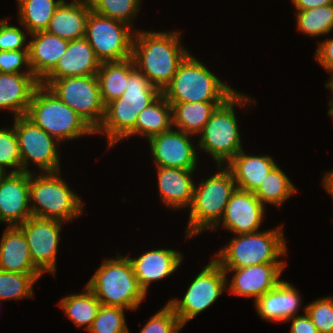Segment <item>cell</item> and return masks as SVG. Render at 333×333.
Segmentation results:
<instances>
[{
  "mask_svg": "<svg viewBox=\"0 0 333 333\" xmlns=\"http://www.w3.org/2000/svg\"><path fill=\"white\" fill-rule=\"evenodd\" d=\"M134 30L131 58L135 68L162 92L190 54L181 44V33Z\"/></svg>",
  "mask_w": 333,
  "mask_h": 333,
  "instance_id": "1",
  "label": "cell"
},
{
  "mask_svg": "<svg viewBox=\"0 0 333 333\" xmlns=\"http://www.w3.org/2000/svg\"><path fill=\"white\" fill-rule=\"evenodd\" d=\"M161 94V91L135 68L128 76L122 96L105 106L103 121L95 133L106 134L110 149L135 128L138 114Z\"/></svg>",
  "mask_w": 333,
  "mask_h": 333,
  "instance_id": "2",
  "label": "cell"
},
{
  "mask_svg": "<svg viewBox=\"0 0 333 333\" xmlns=\"http://www.w3.org/2000/svg\"><path fill=\"white\" fill-rule=\"evenodd\" d=\"M235 92L190 53L161 93L169 103H186L225 102Z\"/></svg>",
  "mask_w": 333,
  "mask_h": 333,
  "instance_id": "3",
  "label": "cell"
},
{
  "mask_svg": "<svg viewBox=\"0 0 333 333\" xmlns=\"http://www.w3.org/2000/svg\"><path fill=\"white\" fill-rule=\"evenodd\" d=\"M101 305L129 310L138 308L145 298L127 256L105 259L86 285Z\"/></svg>",
  "mask_w": 333,
  "mask_h": 333,
  "instance_id": "4",
  "label": "cell"
},
{
  "mask_svg": "<svg viewBox=\"0 0 333 333\" xmlns=\"http://www.w3.org/2000/svg\"><path fill=\"white\" fill-rule=\"evenodd\" d=\"M25 117L59 142L96 134L77 112L41 83L33 92Z\"/></svg>",
  "mask_w": 333,
  "mask_h": 333,
  "instance_id": "5",
  "label": "cell"
},
{
  "mask_svg": "<svg viewBox=\"0 0 333 333\" xmlns=\"http://www.w3.org/2000/svg\"><path fill=\"white\" fill-rule=\"evenodd\" d=\"M282 227L255 233L239 234L213 258L222 269H237L264 263H286L279 260L287 254Z\"/></svg>",
  "mask_w": 333,
  "mask_h": 333,
  "instance_id": "6",
  "label": "cell"
},
{
  "mask_svg": "<svg viewBox=\"0 0 333 333\" xmlns=\"http://www.w3.org/2000/svg\"><path fill=\"white\" fill-rule=\"evenodd\" d=\"M251 100L250 96L236 91L216 108L199 133L201 136L195 147L211 155L218 166L226 165L243 149L234 107H242Z\"/></svg>",
  "mask_w": 333,
  "mask_h": 333,
  "instance_id": "7",
  "label": "cell"
},
{
  "mask_svg": "<svg viewBox=\"0 0 333 333\" xmlns=\"http://www.w3.org/2000/svg\"><path fill=\"white\" fill-rule=\"evenodd\" d=\"M223 167V168H222ZM218 172L194 185L193 202L190 207L186 237L192 238L204 230L212 229L222 218L225 207L236 183L225 166H218Z\"/></svg>",
  "mask_w": 333,
  "mask_h": 333,
  "instance_id": "8",
  "label": "cell"
},
{
  "mask_svg": "<svg viewBox=\"0 0 333 333\" xmlns=\"http://www.w3.org/2000/svg\"><path fill=\"white\" fill-rule=\"evenodd\" d=\"M60 176V171L44 172L39 176L30 173L29 198L30 203H33L30 205L32 216L68 223L83 214L79 195L72 191Z\"/></svg>",
  "mask_w": 333,
  "mask_h": 333,
  "instance_id": "9",
  "label": "cell"
},
{
  "mask_svg": "<svg viewBox=\"0 0 333 333\" xmlns=\"http://www.w3.org/2000/svg\"><path fill=\"white\" fill-rule=\"evenodd\" d=\"M40 83L77 112L95 131L98 129L105 115V105L97 75L43 79Z\"/></svg>",
  "mask_w": 333,
  "mask_h": 333,
  "instance_id": "10",
  "label": "cell"
},
{
  "mask_svg": "<svg viewBox=\"0 0 333 333\" xmlns=\"http://www.w3.org/2000/svg\"><path fill=\"white\" fill-rule=\"evenodd\" d=\"M132 27L90 11L85 39L102 62L123 61L132 56L134 32Z\"/></svg>",
  "mask_w": 333,
  "mask_h": 333,
  "instance_id": "11",
  "label": "cell"
},
{
  "mask_svg": "<svg viewBox=\"0 0 333 333\" xmlns=\"http://www.w3.org/2000/svg\"><path fill=\"white\" fill-rule=\"evenodd\" d=\"M227 274L214 260L197 274L182 300L173 298L167 304L180 321L188 322L210 307L227 290Z\"/></svg>",
  "mask_w": 333,
  "mask_h": 333,
  "instance_id": "12",
  "label": "cell"
},
{
  "mask_svg": "<svg viewBox=\"0 0 333 333\" xmlns=\"http://www.w3.org/2000/svg\"><path fill=\"white\" fill-rule=\"evenodd\" d=\"M13 119L21 155L22 171L32 173L27 168L29 161L40 168L41 173L60 171V153L57 148L60 142L25 116Z\"/></svg>",
  "mask_w": 333,
  "mask_h": 333,
  "instance_id": "13",
  "label": "cell"
},
{
  "mask_svg": "<svg viewBox=\"0 0 333 333\" xmlns=\"http://www.w3.org/2000/svg\"><path fill=\"white\" fill-rule=\"evenodd\" d=\"M63 223L56 219L31 216L17 226L26 237L33 264L43 274H56V255Z\"/></svg>",
  "mask_w": 333,
  "mask_h": 333,
  "instance_id": "14",
  "label": "cell"
},
{
  "mask_svg": "<svg viewBox=\"0 0 333 333\" xmlns=\"http://www.w3.org/2000/svg\"><path fill=\"white\" fill-rule=\"evenodd\" d=\"M192 136L172 128L151 137L149 145L156 167L196 169L198 153L190 139Z\"/></svg>",
  "mask_w": 333,
  "mask_h": 333,
  "instance_id": "15",
  "label": "cell"
},
{
  "mask_svg": "<svg viewBox=\"0 0 333 333\" xmlns=\"http://www.w3.org/2000/svg\"><path fill=\"white\" fill-rule=\"evenodd\" d=\"M265 207L254 192L236 188L221 220L212 230H217L222 222L221 225L234 235L258 232L265 216Z\"/></svg>",
  "mask_w": 333,
  "mask_h": 333,
  "instance_id": "16",
  "label": "cell"
},
{
  "mask_svg": "<svg viewBox=\"0 0 333 333\" xmlns=\"http://www.w3.org/2000/svg\"><path fill=\"white\" fill-rule=\"evenodd\" d=\"M286 263H264L237 269H223L226 274L233 272L227 289L238 296L254 297V303L265 293L275 288L282 280L280 276Z\"/></svg>",
  "mask_w": 333,
  "mask_h": 333,
  "instance_id": "17",
  "label": "cell"
},
{
  "mask_svg": "<svg viewBox=\"0 0 333 333\" xmlns=\"http://www.w3.org/2000/svg\"><path fill=\"white\" fill-rule=\"evenodd\" d=\"M29 192L30 173L10 172L0 180V222L19 226L32 216Z\"/></svg>",
  "mask_w": 333,
  "mask_h": 333,
  "instance_id": "18",
  "label": "cell"
},
{
  "mask_svg": "<svg viewBox=\"0 0 333 333\" xmlns=\"http://www.w3.org/2000/svg\"><path fill=\"white\" fill-rule=\"evenodd\" d=\"M183 254L178 250L156 249L147 251L138 258H130L140 288L147 295L150 283L173 274L181 265Z\"/></svg>",
  "mask_w": 333,
  "mask_h": 333,
  "instance_id": "19",
  "label": "cell"
},
{
  "mask_svg": "<svg viewBox=\"0 0 333 333\" xmlns=\"http://www.w3.org/2000/svg\"><path fill=\"white\" fill-rule=\"evenodd\" d=\"M29 64L33 75L41 82L57 65L66 52L69 40L46 30L30 34Z\"/></svg>",
  "mask_w": 333,
  "mask_h": 333,
  "instance_id": "20",
  "label": "cell"
},
{
  "mask_svg": "<svg viewBox=\"0 0 333 333\" xmlns=\"http://www.w3.org/2000/svg\"><path fill=\"white\" fill-rule=\"evenodd\" d=\"M101 61L85 38L70 40L66 52L44 79L97 75Z\"/></svg>",
  "mask_w": 333,
  "mask_h": 333,
  "instance_id": "21",
  "label": "cell"
},
{
  "mask_svg": "<svg viewBox=\"0 0 333 333\" xmlns=\"http://www.w3.org/2000/svg\"><path fill=\"white\" fill-rule=\"evenodd\" d=\"M160 199L169 208L191 207L194 185L192 174L196 169L156 167Z\"/></svg>",
  "mask_w": 333,
  "mask_h": 333,
  "instance_id": "22",
  "label": "cell"
},
{
  "mask_svg": "<svg viewBox=\"0 0 333 333\" xmlns=\"http://www.w3.org/2000/svg\"><path fill=\"white\" fill-rule=\"evenodd\" d=\"M301 302L296 288L289 282L282 280L254 304L261 319L270 322H286L289 318L297 315Z\"/></svg>",
  "mask_w": 333,
  "mask_h": 333,
  "instance_id": "23",
  "label": "cell"
},
{
  "mask_svg": "<svg viewBox=\"0 0 333 333\" xmlns=\"http://www.w3.org/2000/svg\"><path fill=\"white\" fill-rule=\"evenodd\" d=\"M40 81L33 74L0 72V109L25 116L34 90Z\"/></svg>",
  "mask_w": 333,
  "mask_h": 333,
  "instance_id": "24",
  "label": "cell"
},
{
  "mask_svg": "<svg viewBox=\"0 0 333 333\" xmlns=\"http://www.w3.org/2000/svg\"><path fill=\"white\" fill-rule=\"evenodd\" d=\"M276 165L270 155H248L242 149L225 167L231 172L238 189L255 192Z\"/></svg>",
  "mask_w": 333,
  "mask_h": 333,
  "instance_id": "25",
  "label": "cell"
},
{
  "mask_svg": "<svg viewBox=\"0 0 333 333\" xmlns=\"http://www.w3.org/2000/svg\"><path fill=\"white\" fill-rule=\"evenodd\" d=\"M90 11L88 0H73L70 3L63 0L46 31L69 41L84 38Z\"/></svg>",
  "mask_w": 333,
  "mask_h": 333,
  "instance_id": "26",
  "label": "cell"
},
{
  "mask_svg": "<svg viewBox=\"0 0 333 333\" xmlns=\"http://www.w3.org/2000/svg\"><path fill=\"white\" fill-rule=\"evenodd\" d=\"M0 270L42 273L33 264L26 237L17 226H7L0 239Z\"/></svg>",
  "mask_w": 333,
  "mask_h": 333,
  "instance_id": "27",
  "label": "cell"
},
{
  "mask_svg": "<svg viewBox=\"0 0 333 333\" xmlns=\"http://www.w3.org/2000/svg\"><path fill=\"white\" fill-rule=\"evenodd\" d=\"M173 127L172 105L161 94L153 103L139 114L135 128L125 137L145 136L148 140L158 134L167 132Z\"/></svg>",
  "mask_w": 333,
  "mask_h": 333,
  "instance_id": "28",
  "label": "cell"
},
{
  "mask_svg": "<svg viewBox=\"0 0 333 333\" xmlns=\"http://www.w3.org/2000/svg\"><path fill=\"white\" fill-rule=\"evenodd\" d=\"M134 69L135 65L132 58L101 63L97 72V79L105 106L122 96L126 90L128 76Z\"/></svg>",
  "mask_w": 333,
  "mask_h": 333,
  "instance_id": "29",
  "label": "cell"
},
{
  "mask_svg": "<svg viewBox=\"0 0 333 333\" xmlns=\"http://www.w3.org/2000/svg\"><path fill=\"white\" fill-rule=\"evenodd\" d=\"M224 102H186L172 105L173 126L179 131L199 135L212 113Z\"/></svg>",
  "mask_w": 333,
  "mask_h": 333,
  "instance_id": "30",
  "label": "cell"
},
{
  "mask_svg": "<svg viewBox=\"0 0 333 333\" xmlns=\"http://www.w3.org/2000/svg\"><path fill=\"white\" fill-rule=\"evenodd\" d=\"M85 291L74 293L63 297L59 306L65 312L66 316L71 319L78 328L81 326L88 330L101 306L96 295L85 285Z\"/></svg>",
  "mask_w": 333,
  "mask_h": 333,
  "instance_id": "31",
  "label": "cell"
},
{
  "mask_svg": "<svg viewBox=\"0 0 333 333\" xmlns=\"http://www.w3.org/2000/svg\"><path fill=\"white\" fill-rule=\"evenodd\" d=\"M19 23L32 34L48 28L57 7L63 0H16Z\"/></svg>",
  "mask_w": 333,
  "mask_h": 333,
  "instance_id": "32",
  "label": "cell"
},
{
  "mask_svg": "<svg viewBox=\"0 0 333 333\" xmlns=\"http://www.w3.org/2000/svg\"><path fill=\"white\" fill-rule=\"evenodd\" d=\"M296 191L297 189L289 177L276 165L266 175V178L262 181L254 194L263 205L268 203L280 207Z\"/></svg>",
  "mask_w": 333,
  "mask_h": 333,
  "instance_id": "33",
  "label": "cell"
},
{
  "mask_svg": "<svg viewBox=\"0 0 333 333\" xmlns=\"http://www.w3.org/2000/svg\"><path fill=\"white\" fill-rule=\"evenodd\" d=\"M43 273H15L0 270V301L31 298L33 285Z\"/></svg>",
  "mask_w": 333,
  "mask_h": 333,
  "instance_id": "34",
  "label": "cell"
},
{
  "mask_svg": "<svg viewBox=\"0 0 333 333\" xmlns=\"http://www.w3.org/2000/svg\"><path fill=\"white\" fill-rule=\"evenodd\" d=\"M295 12L297 29L303 34L320 37L333 30V4Z\"/></svg>",
  "mask_w": 333,
  "mask_h": 333,
  "instance_id": "35",
  "label": "cell"
},
{
  "mask_svg": "<svg viewBox=\"0 0 333 333\" xmlns=\"http://www.w3.org/2000/svg\"><path fill=\"white\" fill-rule=\"evenodd\" d=\"M95 13L133 27L132 19L139 13L141 0H88Z\"/></svg>",
  "mask_w": 333,
  "mask_h": 333,
  "instance_id": "36",
  "label": "cell"
},
{
  "mask_svg": "<svg viewBox=\"0 0 333 333\" xmlns=\"http://www.w3.org/2000/svg\"><path fill=\"white\" fill-rule=\"evenodd\" d=\"M88 331L91 333H129L124 308L101 305Z\"/></svg>",
  "mask_w": 333,
  "mask_h": 333,
  "instance_id": "37",
  "label": "cell"
},
{
  "mask_svg": "<svg viewBox=\"0 0 333 333\" xmlns=\"http://www.w3.org/2000/svg\"><path fill=\"white\" fill-rule=\"evenodd\" d=\"M0 167L6 172L12 168L11 173L22 172L21 155L14 125L12 128H0Z\"/></svg>",
  "mask_w": 333,
  "mask_h": 333,
  "instance_id": "38",
  "label": "cell"
},
{
  "mask_svg": "<svg viewBox=\"0 0 333 333\" xmlns=\"http://www.w3.org/2000/svg\"><path fill=\"white\" fill-rule=\"evenodd\" d=\"M319 333H333V297H324L305 306Z\"/></svg>",
  "mask_w": 333,
  "mask_h": 333,
  "instance_id": "39",
  "label": "cell"
},
{
  "mask_svg": "<svg viewBox=\"0 0 333 333\" xmlns=\"http://www.w3.org/2000/svg\"><path fill=\"white\" fill-rule=\"evenodd\" d=\"M6 19L0 20V51L29 50L26 34L21 28L9 25Z\"/></svg>",
  "mask_w": 333,
  "mask_h": 333,
  "instance_id": "40",
  "label": "cell"
},
{
  "mask_svg": "<svg viewBox=\"0 0 333 333\" xmlns=\"http://www.w3.org/2000/svg\"><path fill=\"white\" fill-rule=\"evenodd\" d=\"M179 321L173 309L166 303L146 322L140 333H170Z\"/></svg>",
  "mask_w": 333,
  "mask_h": 333,
  "instance_id": "41",
  "label": "cell"
},
{
  "mask_svg": "<svg viewBox=\"0 0 333 333\" xmlns=\"http://www.w3.org/2000/svg\"><path fill=\"white\" fill-rule=\"evenodd\" d=\"M22 66L26 70H21ZM0 72L33 74L29 64V50L0 51Z\"/></svg>",
  "mask_w": 333,
  "mask_h": 333,
  "instance_id": "42",
  "label": "cell"
},
{
  "mask_svg": "<svg viewBox=\"0 0 333 333\" xmlns=\"http://www.w3.org/2000/svg\"><path fill=\"white\" fill-rule=\"evenodd\" d=\"M315 59L323 66L328 72L333 70V38L329 40L320 41L318 44Z\"/></svg>",
  "mask_w": 333,
  "mask_h": 333,
  "instance_id": "43",
  "label": "cell"
},
{
  "mask_svg": "<svg viewBox=\"0 0 333 333\" xmlns=\"http://www.w3.org/2000/svg\"><path fill=\"white\" fill-rule=\"evenodd\" d=\"M303 309L305 315L297 314L296 316H293L287 320V321L292 320L290 333H319L316 326L312 322L311 318L305 312V307Z\"/></svg>",
  "mask_w": 333,
  "mask_h": 333,
  "instance_id": "44",
  "label": "cell"
},
{
  "mask_svg": "<svg viewBox=\"0 0 333 333\" xmlns=\"http://www.w3.org/2000/svg\"><path fill=\"white\" fill-rule=\"evenodd\" d=\"M296 11H304L333 4V0H293Z\"/></svg>",
  "mask_w": 333,
  "mask_h": 333,
  "instance_id": "45",
  "label": "cell"
},
{
  "mask_svg": "<svg viewBox=\"0 0 333 333\" xmlns=\"http://www.w3.org/2000/svg\"><path fill=\"white\" fill-rule=\"evenodd\" d=\"M322 185L333 198V170L324 174Z\"/></svg>",
  "mask_w": 333,
  "mask_h": 333,
  "instance_id": "46",
  "label": "cell"
},
{
  "mask_svg": "<svg viewBox=\"0 0 333 333\" xmlns=\"http://www.w3.org/2000/svg\"><path fill=\"white\" fill-rule=\"evenodd\" d=\"M331 72V77L329 79V81L327 83H325V87L328 88L332 94V98L330 99H333V70L329 71Z\"/></svg>",
  "mask_w": 333,
  "mask_h": 333,
  "instance_id": "47",
  "label": "cell"
},
{
  "mask_svg": "<svg viewBox=\"0 0 333 333\" xmlns=\"http://www.w3.org/2000/svg\"><path fill=\"white\" fill-rule=\"evenodd\" d=\"M186 324V322L184 321H179L174 327L173 329L171 330L170 333H179L181 328L184 327V325Z\"/></svg>",
  "mask_w": 333,
  "mask_h": 333,
  "instance_id": "48",
  "label": "cell"
},
{
  "mask_svg": "<svg viewBox=\"0 0 333 333\" xmlns=\"http://www.w3.org/2000/svg\"><path fill=\"white\" fill-rule=\"evenodd\" d=\"M328 101H329V103H328V105H329L328 115L333 118V99L328 100Z\"/></svg>",
  "mask_w": 333,
  "mask_h": 333,
  "instance_id": "49",
  "label": "cell"
},
{
  "mask_svg": "<svg viewBox=\"0 0 333 333\" xmlns=\"http://www.w3.org/2000/svg\"><path fill=\"white\" fill-rule=\"evenodd\" d=\"M7 174V172L2 168L0 167V180Z\"/></svg>",
  "mask_w": 333,
  "mask_h": 333,
  "instance_id": "50",
  "label": "cell"
}]
</instances>
